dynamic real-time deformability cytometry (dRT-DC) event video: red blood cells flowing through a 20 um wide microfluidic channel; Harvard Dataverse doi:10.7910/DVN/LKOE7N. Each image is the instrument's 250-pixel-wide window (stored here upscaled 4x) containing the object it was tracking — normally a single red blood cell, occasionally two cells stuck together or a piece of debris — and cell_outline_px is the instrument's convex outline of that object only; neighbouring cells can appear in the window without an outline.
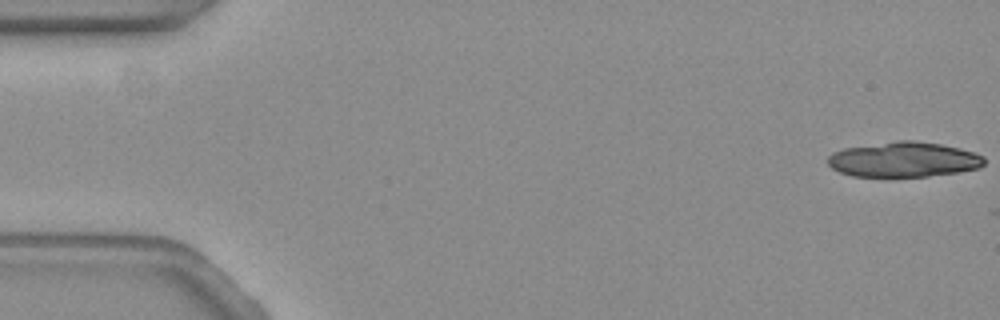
{"species": "common noctule bat (a hibernating species)", "species_latin": "Nyctalus noctula", "temperature_condition": "warm", "stored_images_in_passage": 11, "camera_frame_rate_fps": 3000, "um_per_image_px": 0.085, "animal": {"sex": "female", "body_mass_g": 19.3, "forearm_length_mm": 54.1}, "frame": {"image": 1, "passage_image": 1, "time_ms": 0.0, "image_size_px": [1000, 320], "cell_outline_px": [[984, 164], [976, 168], [956, 172], [924, 176], [852, 176], [840, 172], [832, 168], [828, 164], [828, 156], [832, 152], [844, 148], [896, 140], [916, 140], [940, 144], [960, 148], [984, 156]], "centroid_in_image_um": [76.77, 13.54], "position_along_channel_um": 8.2, "area_um2": 31.79}}